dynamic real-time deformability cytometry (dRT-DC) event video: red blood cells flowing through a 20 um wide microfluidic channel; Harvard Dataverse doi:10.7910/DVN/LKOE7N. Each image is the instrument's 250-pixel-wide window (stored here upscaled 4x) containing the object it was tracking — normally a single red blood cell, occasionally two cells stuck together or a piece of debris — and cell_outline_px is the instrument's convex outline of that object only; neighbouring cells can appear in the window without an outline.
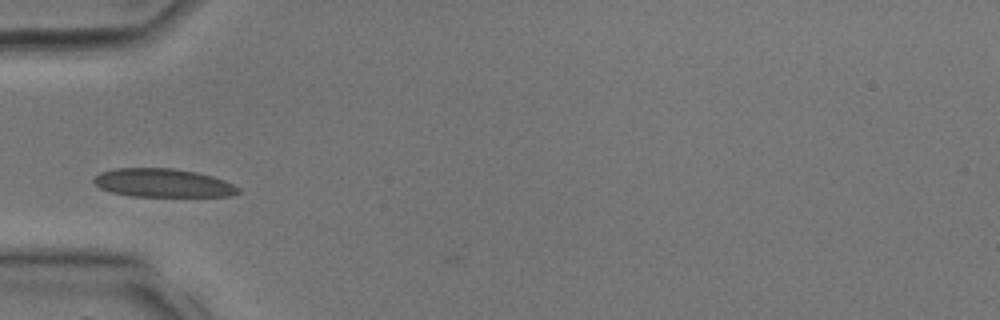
{"species": "common noctule bat (a hibernating species)", "species_latin": "Nyctalus noctula", "temperature_condition": "room temperature", "stored_images_in_passage": 19, "camera_frame_rate_fps": 3000, "um_per_image_px": 0.085, "animal": {"sex": "male", "body_mass_g": 17.9, "forearm_length_mm": 54.2}, "frame": {"image": 1, "passage_image": 2, "time_ms": 0.333, "image_size_px": [1000, 320], "cell_outline_px": [[240, 192], [232, 196], [132, 196], [112, 192], [100, 188], [92, 180], [100, 172], [116, 168], [172, 168], [196, 172], [212, 176], [224, 180], [240, 188]], "centroid_in_image_um": [13.86, 15.55], "position_along_channel_um": 71.1, "area_um2": 23.87}}
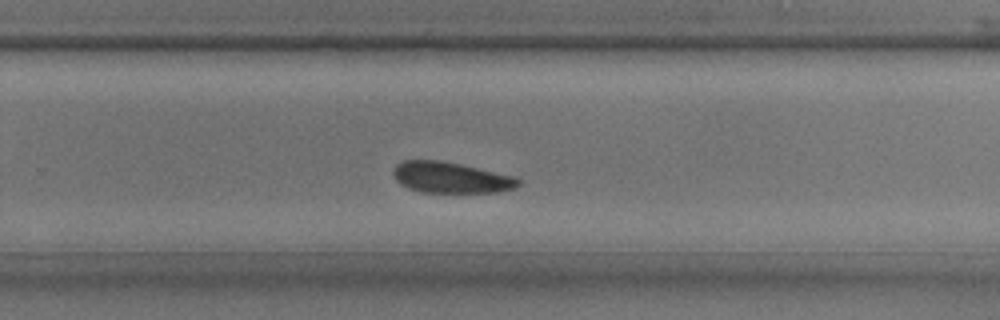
{"frame": {"image": 2, "passage_image": 13, "time_ms": 4.0, "image_size_px": [1000, 320], "cell_outline_px": [[520, 184], [516, 188], [496, 192], [420, 192], [408, 188], [400, 184], [396, 180], [392, 172], [392, 168], [400, 160], [440, 160], [460, 164], [516, 176], [520, 180]], "centroid_in_image_um": [38.3, 15.08], "position_along_channel_um": 291.5, "area_um2": 22.77}}